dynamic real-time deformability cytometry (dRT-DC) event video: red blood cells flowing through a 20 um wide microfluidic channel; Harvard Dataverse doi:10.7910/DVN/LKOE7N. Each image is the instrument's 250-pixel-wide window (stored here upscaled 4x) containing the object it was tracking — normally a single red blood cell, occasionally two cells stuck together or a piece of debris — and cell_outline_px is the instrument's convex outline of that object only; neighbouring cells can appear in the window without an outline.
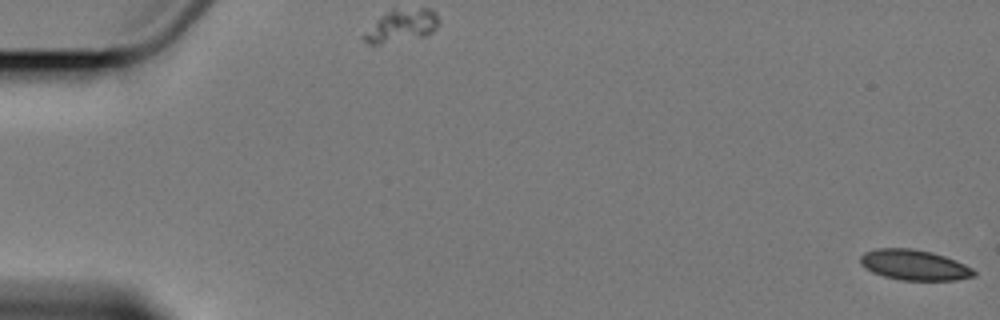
{"species": "Egyptian fruit bat (a non-hibernating species)", "species_latin": "Rousettus aegyptiacus", "temperature_condition": "cold", "stored_images_in_passage": 5, "camera_frame_rate_fps": 3000, "um_per_image_px": 0.085, "animal": {"sex": "female"}, "frame": {"image": 1, "passage_image": 1, "time_ms": 0.0, "image_size_px": [1000, 320], "cell_outline_px": [[976, 276], [956, 280], [900, 280], [884, 276], [872, 272], [860, 264], [860, 256], [864, 252], [876, 248], [912, 248], [932, 252], [956, 260], [972, 268], [976, 272]], "centroid_in_image_um": [77.71, 22.52], "position_along_channel_um": 7.3, "area_um2": 20.23}}
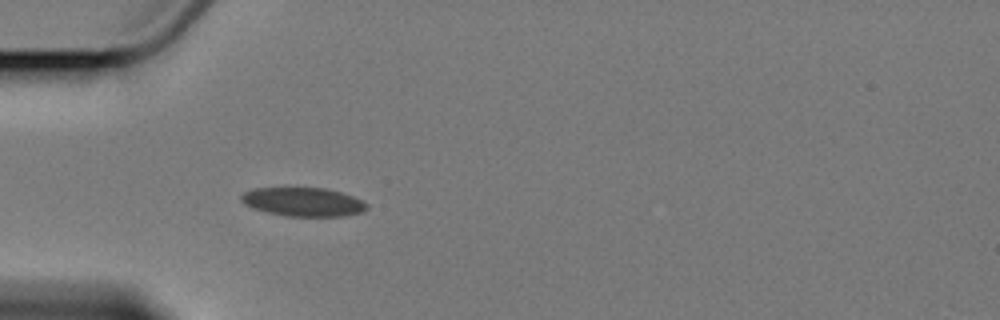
{"frame": {"image": 2, "passage_image": 5, "time_ms": 6.0, "image_size_px": [1000, 320], "cell_outline_px": [[368, 208], [360, 212], [344, 216], [284, 216], [252, 208], [244, 204], [240, 200], [240, 196], [244, 192], [256, 188], [324, 188], [340, 192], [352, 196], [368, 204]], "centroid_in_image_um": [25.74, 17.16], "position_along_channel_um": 59.3, "area_um2": 20.92}}